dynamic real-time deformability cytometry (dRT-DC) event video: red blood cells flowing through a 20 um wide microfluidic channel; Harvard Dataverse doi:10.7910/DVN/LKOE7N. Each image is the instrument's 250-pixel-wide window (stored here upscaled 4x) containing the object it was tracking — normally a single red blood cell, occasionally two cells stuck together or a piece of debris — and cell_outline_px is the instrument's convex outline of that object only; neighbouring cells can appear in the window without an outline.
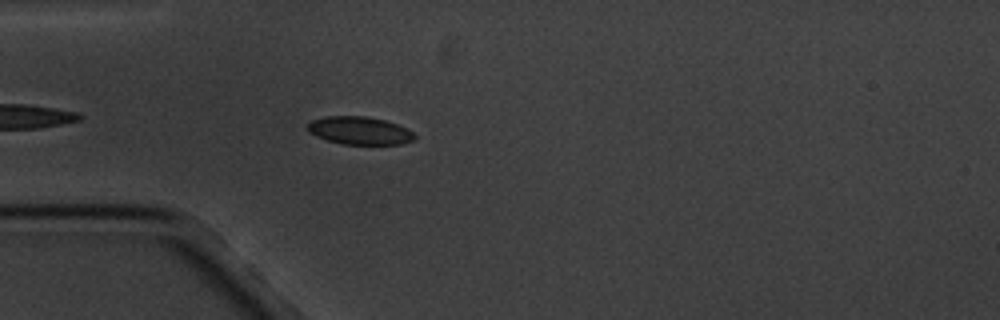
{"species": "common noctule bat (a hibernating species)", "species_latin": "Nyctalus noctula", "temperature_condition": "cold", "stored_images_in_passage": 5, "camera_frame_rate_fps": 3000, "um_per_image_px": 0.085, "animal": {"sex": "male", "body_mass_g": 20.1, "forearm_length_mm": 53.5}, "frame": {"image": 1, "passage_image": 5, "time_ms": 4.333, "image_size_px": [1000, 320], "cell_outline_px": [[416, 136], [412, 140], [400, 144], [344, 144], [328, 140], [316, 136], [308, 132], [308, 124], [312, 120], [328, 116], [364, 116], [384, 120], [396, 124], [412, 132]], "centroid_in_image_um": [30.54, 11.1], "position_along_channel_um": 54.5, "area_um2": 17.05}}